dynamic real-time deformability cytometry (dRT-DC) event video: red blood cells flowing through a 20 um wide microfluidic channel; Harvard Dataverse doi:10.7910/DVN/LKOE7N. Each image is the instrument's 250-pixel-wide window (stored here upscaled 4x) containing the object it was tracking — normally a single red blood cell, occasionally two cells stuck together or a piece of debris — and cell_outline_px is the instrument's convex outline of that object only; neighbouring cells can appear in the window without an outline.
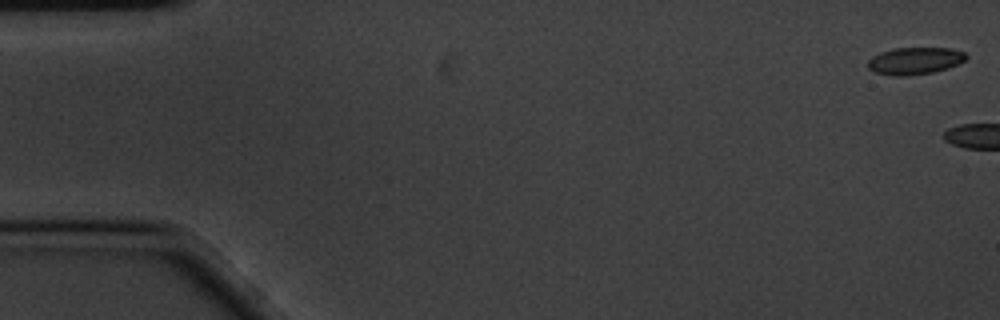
{"species": "common noctule bat (a hibernating species)", "species_latin": "Nyctalus noctula", "temperature_condition": "cold", "stored_images_in_passage": 5, "camera_frame_rate_fps": 3000, "um_per_image_px": 0.085, "animal": {"sex": "male", "body_mass_g": 20.1, "forearm_length_mm": 53.5}, "frame": {"image": 1, "passage_image": 1, "time_ms": 0.0, "image_size_px": [1000, 320], "cell_outline_px": [[968, 56], [964, 60], [948, 68], [932, 72], [908, 76], [892, 76], [876, 72], [868, 68], [868, 60], [872, 56], [880, 52], [892, 48], [952, 48], [964, 52]], "centroid_in_image_um": [77.74, 5.16], "position_along_channel_um": 7.3, "area_um2": 15.55}}